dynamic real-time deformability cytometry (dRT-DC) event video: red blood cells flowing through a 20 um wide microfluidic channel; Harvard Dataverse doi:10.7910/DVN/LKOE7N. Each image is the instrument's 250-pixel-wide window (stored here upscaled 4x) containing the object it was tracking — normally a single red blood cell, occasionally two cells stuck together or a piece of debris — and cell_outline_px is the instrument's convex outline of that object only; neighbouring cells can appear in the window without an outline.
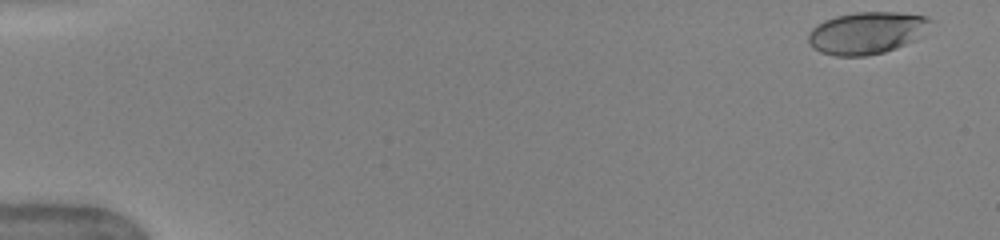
{"species": "human", "species_latin": "Homo sapiens", "temperature_condition": "warm", "stored_images_in_passage": 50, "camera_frame_rate_fps": 3000, "um_per_image_px": 0.085, "donor": {"sex": "female"}, "frame": {"image": 1, "passage_image": 2, "time_ms": 0.333, "image_size_px": [1000, 240], "cell_outline_px": [[932, 20], [912, 40], [896, 48], [884, 52], [864, 56], [836, 56], [820, 52], [812, 48], [808, 44], [808, 36], [812, 28], [816, 24], [824, 20], [836, 16], [856, 12], [896, 12], [924, 16]], "centroid_in_image_um": [73.55, 2.8], "position_along_channel_um": 11.4, "area_um2": 29.48}}
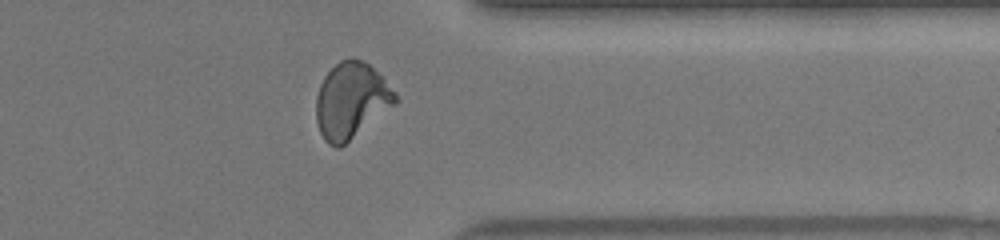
{"frame": {"image": 2, "passage_image": 41, "time_ms": 13.333, "image_size_px": [1000, 240], "cell_outline_px": [[400, 100], [396, 104], [340, 148], [336, 148], [328, 144], [324, 140], [320, 132], [316, 120], [316, 96], [320, 84], [324, 76], [340, 60], [348, 56], [352, 56], [368, 64], [384, 76], [396, 92]], "centroid_in_image_um": [29.87, 8.53], "position_along_channel_um": 381.5, "area_um2": 35.49}}
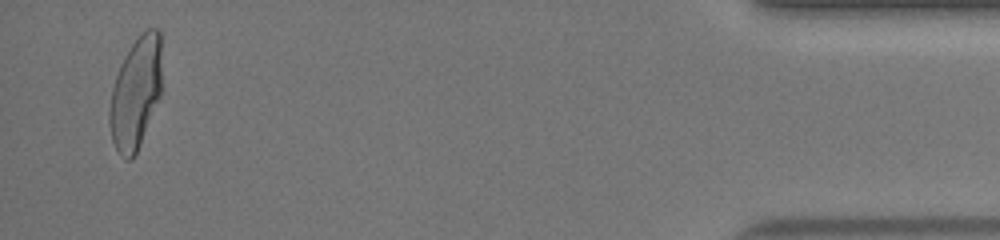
{"frame": {"image": 3, "passage_image": 49, "time_ms": 16.0, "image_size_px": [1000, 240], "cell_outline_px": [[164, 88], [136, 152], [132, 160], [124, 160], [120, 156], [112, 140], [108, 120], [108, 112], [112, 88], [116, 76], [124, 56], [132, 44], [148, 28], [160, 28]], "centroid_in_image_um": [11.57, 7.88], "position_along_channel_um": 423.6, "area_um2": 34.68}, "authors_computed_cell_mechanics": {"area_um2": 33.4951, "velocity_mm_per_s": 4.0542, "shape_relaxation_time_tau1_ms": 4.1494, "shape_relaxation_time_tau2_ms": null, "deformation_change_tau1": 0.1943, "deformation_change_tau2": null}}